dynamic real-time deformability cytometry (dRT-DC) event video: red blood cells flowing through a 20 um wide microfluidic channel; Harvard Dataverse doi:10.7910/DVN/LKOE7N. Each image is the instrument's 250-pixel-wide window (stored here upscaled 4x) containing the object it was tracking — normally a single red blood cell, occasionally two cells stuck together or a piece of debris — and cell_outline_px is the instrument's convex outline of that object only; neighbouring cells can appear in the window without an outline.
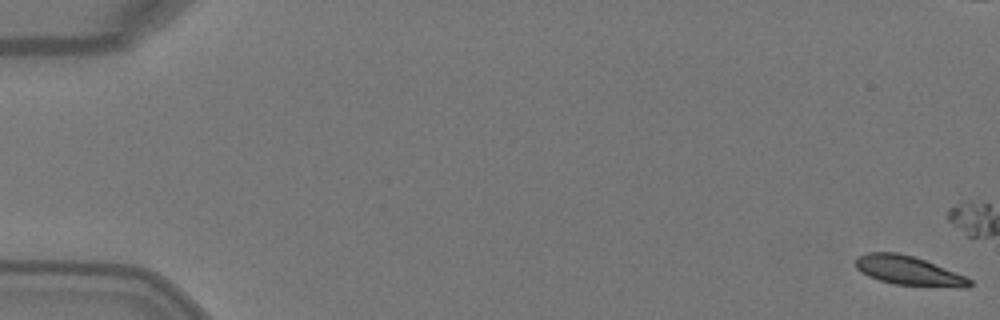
{"species": "Egyptian fruit bat (a non-hibernating species)", "species_latin": "Rousettus aegyptiacus", "temperature_condition": "warm", "stored_images_in_passage": 7, "camera_frame_rate_fps": 3000, "um_per_image_px": 0.085, "animal": {"sex": "female"}, "frame": {"image": 1, "passage_image": 1, "time_ms": 0.0, "image_size_px": [1000, 320], "cell_outline_px": [[972, 284], [968, 288], [956, 288], [892, 284], [868, 276], [860, 272], [856, 268], [856, 256], [868, 252], [900, 252], [924, 260], [964, 276], [972, 280]], "centroid_in_image_um": [77.21, 23.02], "position_along_channel_um": 7.8, "area_um2": 19.48}}